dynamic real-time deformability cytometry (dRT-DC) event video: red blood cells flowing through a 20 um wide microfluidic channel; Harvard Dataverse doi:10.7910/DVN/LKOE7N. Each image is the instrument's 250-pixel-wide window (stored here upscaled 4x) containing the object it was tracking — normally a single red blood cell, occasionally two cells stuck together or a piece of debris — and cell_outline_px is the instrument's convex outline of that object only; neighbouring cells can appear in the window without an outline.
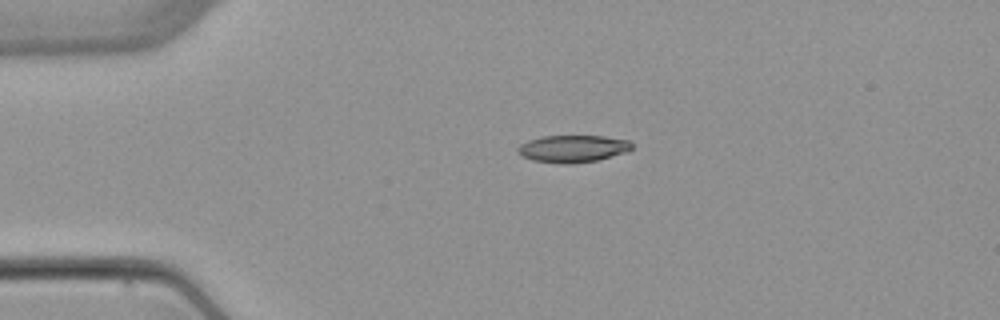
{"species": "common noctule bat (a hibernating species)", "species_latin": "Nyctalus noctula", "temperature_condition": "warm", "stored_images_in_passage": 4, "camera_frame_rate_fps": 3000, "um_per_image_px": 0.085, "animal": {"sex": "female", "body_mass_g": 22.7, "forearm_length_mm": 54.2}, "frame": {"image": 1, "passage_image": 3, "time_ms": 2.667, "image_size_px": [1000, 320], "cell_outline_px": [[632, 148], [628, 152], [596, 160], [572, 164], [560, 164], [532, 160], [516, 152], [516, 148], [520, 144], [528, 140], [540, 136], [604, 136], [628, 140], [632, 144]], "centroid_in_image_um": [48.66, 12.64], "position_along_channel_um": 36.3, "area_um2": 18.21}}